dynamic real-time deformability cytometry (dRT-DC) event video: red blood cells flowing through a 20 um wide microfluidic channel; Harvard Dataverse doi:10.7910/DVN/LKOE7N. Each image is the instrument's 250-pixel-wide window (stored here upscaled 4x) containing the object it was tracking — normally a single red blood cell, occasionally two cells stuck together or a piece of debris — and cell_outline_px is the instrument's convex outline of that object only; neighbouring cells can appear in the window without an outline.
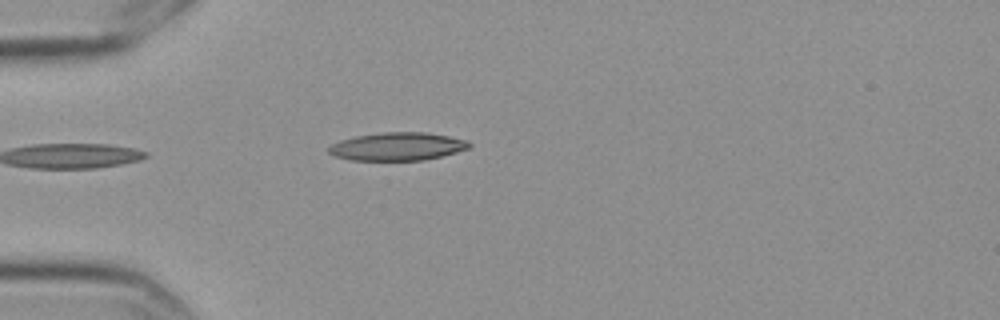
{"species": "Egyptian fruit bat (a non-hibernating species)", "species_latin": "Rousettus aegyptiacus", "temperature_condition": "cold", "stored_images_in_passage": 5, "camera_frame_rate_fps": 3000, "um_per_image_px": 0.085, "frame": {"image": 1, "passage_image": 5, "time_ms": 1.333, "image_size_px": [1000, 320], "cell_outline_px": [[472, 144], [468, 148], [456, 152], [424, 160], [352, 160], [336, 156], [328, 152], [328, 148], [332, 144], [340, 140], [356, 136], [380, 132], [424, 132], [448, 136], [464, 140]], "centroid_in_image_um": [33.76, 12.44], "position_along_channel_um": 51.2, "area_um2": 22.72}}